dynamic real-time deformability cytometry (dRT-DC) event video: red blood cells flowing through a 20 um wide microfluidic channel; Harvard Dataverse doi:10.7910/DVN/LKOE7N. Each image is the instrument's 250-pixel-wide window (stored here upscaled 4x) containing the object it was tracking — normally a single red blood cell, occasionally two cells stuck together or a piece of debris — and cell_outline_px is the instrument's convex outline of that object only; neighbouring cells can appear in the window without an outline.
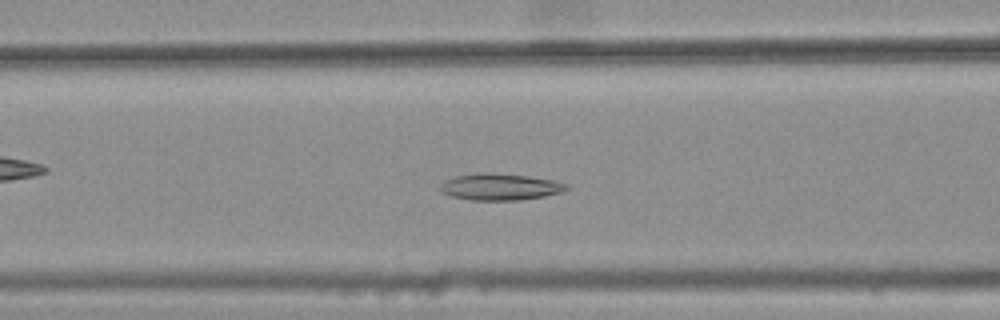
{"species": "common noctule bat (a hibernating species)", "species_latin": "Nyctalus noctula", "temperature_condition": "warm", "stored_images_in_passage": 43, "camera_frame_rate_fps": 3000, "um_per_image_px": 0.085, "animal": {"sex": "female", "body_mass_g": 25.1}, "frame": {"image": 1, "passage_image": 20, "time_ms": 6.333, "image_size_px": [1000, 320], "cell_outline_px": [[568, 188], [564, 192], [544, 196], [520, 200], [472, 200], [452, 196], [440, 192], [440, 184], [444, 180], [456, 176], [480, 172], [488, 172], [528, 176], [552, 180], [568, 184]], "centroid_in_image_um": [42.49, 15.88], "position_along_channel_um": 124.1, "area_um2": 19.65}}
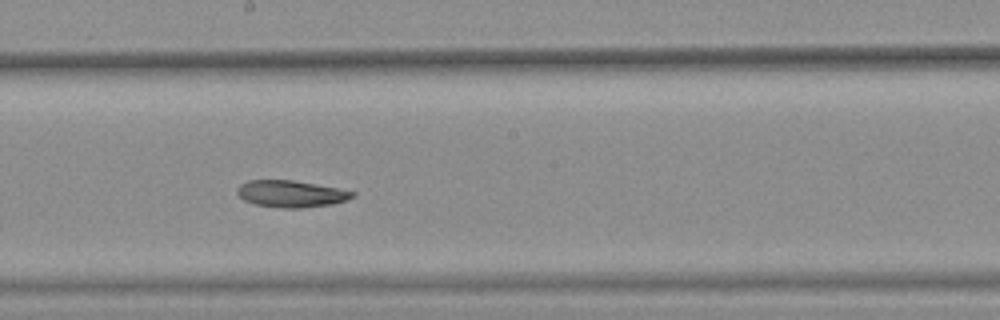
{"frame": {"image": 2, "passage_image": 28, "time_ms": 9.0, "image_size_px": [1000, 320], "cell_outline_px": [[356, 196], [332, 204], [304, 208], [284, 208], [256, 204], [244, 200], [236, 192], [236, 188], [240, 184], [248, 180], [292, 180], [316, 184], [356, 192]], "centroid_in_image_um": [24.72, 16.47], "position_along_channel_um": 223.5, "area_um2": 17.92}}
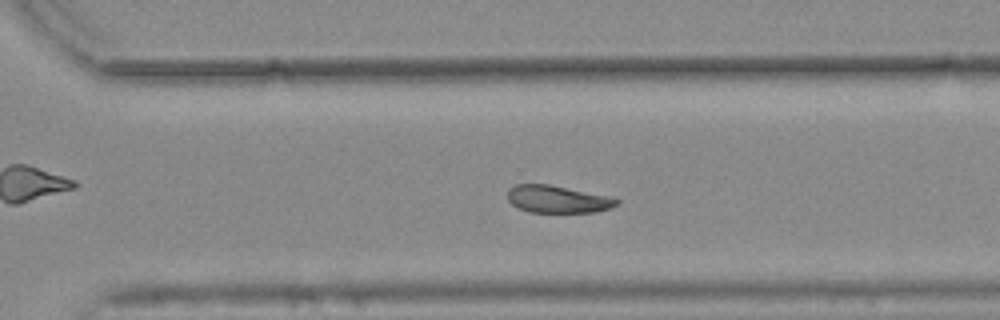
{"frame": {"image": 3, "passage_image": 36, "time_ms": 11.667, "image_size_px": [1000, 320], "cell_outline_px": [[620, 204], [596, 212], [528, 212], [516, 208], [508, 200], [508, 188], [516, 184], [548, 184], [608, 196], [620, 200]], "centroid_in_image_um": [47.36, 16.93], "position_along_channel_um": 323.2, "area_um2": 17.4}, "authors_computed_cell_mechanics": {"area_um2": 19.2474, "velocity_mm_per_s": 3.7368, "shape_relaxation_time_tau1_ms": null, "shape_relaxation_time_tau2_ms": 7.9514, "deformation_change_tau1": null, "deformation_change_tau2": 0.1347}}